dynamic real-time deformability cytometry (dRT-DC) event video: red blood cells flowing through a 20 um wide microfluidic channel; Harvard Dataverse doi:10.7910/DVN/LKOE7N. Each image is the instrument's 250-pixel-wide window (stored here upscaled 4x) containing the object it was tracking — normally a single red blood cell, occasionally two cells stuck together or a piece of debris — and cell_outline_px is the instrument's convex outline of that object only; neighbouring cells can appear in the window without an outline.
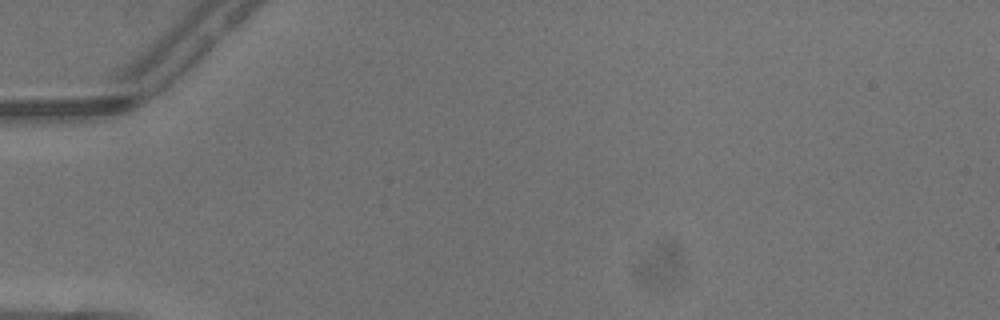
{"species": "common noctule bat (a hibernating species)", "species_latin": "Nyctalus noctula", "temperature_condition": "warm", "stored_images_in_passage": 1, "camera_frame_rate_fps": 3000, "um_per_image_px": 0.085, "animal": {"sex": "male", "body_mass_g": 13.3}, "frame": {"image": 1, "passage_image": 1, "time_ms": 0.0, "image_size_px": [1000, 320], "cell_outline_px": [[212, 44], [204, 76], [172, 108], [164, 104], [172, 76], [180, 64], [204, 40]], "centroid_in_image_um": [16.01, 6.28], "position_along_channel_um": 69.0, "area_um2": 10.17}}